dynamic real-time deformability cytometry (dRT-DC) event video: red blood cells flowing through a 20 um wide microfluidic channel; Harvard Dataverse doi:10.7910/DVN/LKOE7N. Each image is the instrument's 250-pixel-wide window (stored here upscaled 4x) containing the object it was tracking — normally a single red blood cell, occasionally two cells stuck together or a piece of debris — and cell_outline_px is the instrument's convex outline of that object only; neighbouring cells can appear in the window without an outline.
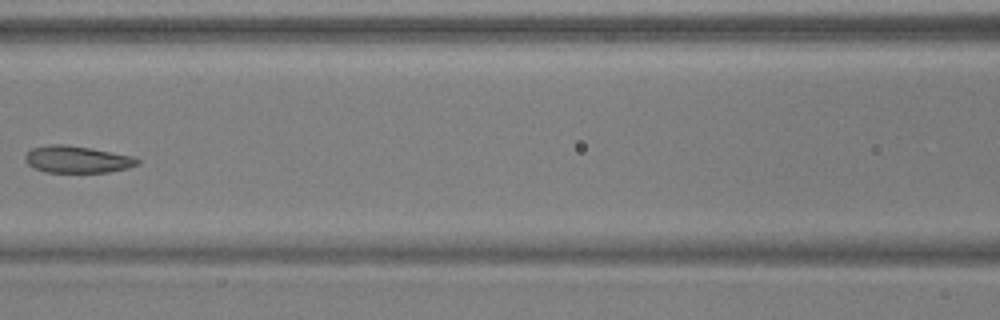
{"species": "common noctule bat (a hibernating species)", "species_latin": "Nyctalus noctula", "temperature_condition": "warm", "stored_images_in_passage": 3, "camera_frame_rate_fps": 3000, "um_per_image_px": 0.085, "animal": {"sex": "male", "body_mass_g": 17.9, "forearm_length_mm": 54.2}, "frame": {"image": 1, "passage_image": 3, "time_ms": 0.667, "image_size_px": [1000, 320], "cell_outline_px": [[140, 164], [128, 168], [108, 172], [44, 172], [32, 168], [24, 160], [24, 156], [32, 148], [48, 144], [68, 144], [132, 156], [140, 160]], "centroid_in_image_um": [6.52, 13.55], "position_along_channel_um": 160.1, "area_um2": 17.74}}